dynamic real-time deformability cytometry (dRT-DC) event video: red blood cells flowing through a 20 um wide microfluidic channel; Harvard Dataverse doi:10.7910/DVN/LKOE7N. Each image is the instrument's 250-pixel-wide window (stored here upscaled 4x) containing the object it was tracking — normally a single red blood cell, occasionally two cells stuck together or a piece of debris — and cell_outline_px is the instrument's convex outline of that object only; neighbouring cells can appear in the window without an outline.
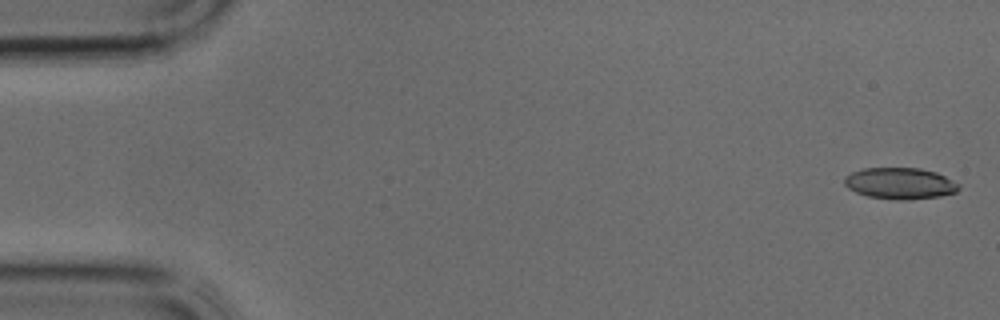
{"species": "common noctule bat (a hibernating species)", "species_latin": "Nyctalus noctula", "temperature_condition": "cold", "stored_images_in_passage": 3, "camera_frame_rate_fps": 3000, "um_per_image_px": 0.085, "animal": {"sex": "male", "body_mass_g": 17.9, "forearm_length_mm": 54.2}, "frame": {"image": 1, "passage_image": 1, "time_ms": 0.0, "image_size_px": [1000, 320], "cell_outline_px": [[960, 188], [956, 192], [940, 196], [908, 200], [900, 200], [868, 196], [856, 192], [848, 188], [844, 184], [844, 176], [852, 172], [864, 168], [920, 168], [936, 172], [960, 184]], "centroid_in_image_um": [76.5, 15.58], "position_along_channel_um": 8.5, "area_um2": 20.92}}